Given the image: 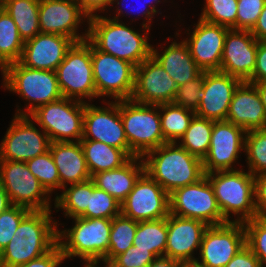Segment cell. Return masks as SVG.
<instances>
[{
  "label": "cell",
  "instance_id": "e575fe53",
  "mask_svg": "<svg viewBox=\"0 0 266 267\" xmlns=\"http://www.w3.org/2000/svg\"><path fill=\"white\" fill-rule=\"evenodd\" d=\"M160 122L166 142H178L189 127L195 112L172 103L159 105Z\"/></svg>",
  "mask_w": 266,
  "mask_h": 267
},
{
  "label": "cell",
  "instance_id": "f6af8a7d",
  "mask_svg": "<svg viewBox=\"0 0 266 267\" xmlns=\"http://www.w3.org/2000/svg\"><path fill=\"white\" fill-rule=\"evenodd\" d=\"M156 256L149 250L137 249L132 245L116 256L106 267H148Z\"/></svg>",
  "mask_w": 266,
  "mask_h": 267
},
{
  "label": "cell",
  "instance_id": "680465c9",
  "mask_svg": "<svg viewBox=\"0 0 266 267\" xmlns=\"http://www.w3.org/2000/svg\"><path fill=\"white\" fill-rule=\"evenodd\" d=\"M4 9V0H0V10Z\"/></svg>",
  "mask_w": 266,
  "mask_h": 267
},
{
  "label": "cell",
  "instance_id": "f1b7e54d",
  "mask_svg": "<svg viewBox=\"0 0 266 267\" xmlns=\"http://www.w3.org/2000/svg\"><path fill=\"white\" fill-rule=\"evenodd\" d=\"M80 143L91 177L102 171L120 168L131 159L124 150L103 142L81 139Z\"/></svg>",
  "mask_w": 266,
  "mask_h": 267
},
{
  "label": "cell",
  "instance_id": "d590c367",
  "mask_svg": "<svg viewBox=\"0 0 266 267\" xmlns=\"http://www.w3.org/2000/svg\"><path fill=\"white\" fill-rule=\"evenodd\" d=\"M138 221L119 214L112 218L111 232L109 239V249L104 257L106 267L116 256L124 253L133 245V240L137 230ZM97 267H100L99 265Z\"/></svg>",
  "mask_w": 266,
  "mask_h": 267
},
{
  "label": "cell",
  "instance_id": "7dc6e473",
  "mask_svg": "<svg viewBox=\"0 0 266 267\" xmlns=\"http://www.w3.org/2000/svg\"><path fill=\"white\" fill-rule=\"evenodd\" d=\"M64 261L65 258L62 254L61 248L57 244L51 251L42 257L16 267H60Z\"/></svg>",
  "mask_w": 266,
  "mask_h": 267
},
{
  "label": "cell",
  "instance_id": "2e32d148",
  "mask_svg": "<svg viewBox=\"0 0 266 267\" xmlns=\"http://www.w3.org/2000/svg\"><path fill=\"white\" fill-rule=\"evenodd\" d=\"M120 205L121 214L138 222L166 218L170 213L169 194L145 172Z\"/></svg>",
  "mask_w": 266,
  "mask_h": 267
},
{
  "label": "cell",
  "instance_id": "c3c4849f",
  "mask_svg": "<svg viewBox=\"0 0 266 267\" xmlns=\"http://www.w3.org/2000/svg\"><path fill=\"white\" fill-rule=\"evenodd\" d=\"M255 207L259 217L266 216V173L254 176Z\"/></svg>",
  "mask_w": 266,
  "mask_h": 267
},
{
  "label": "cell",
  "instance_id": "5bb4252c",
  "mask_svg": "<svg viewBox=\"0 0 266 267\" xmlns=\"http://www.w3.org/2000/svg\"><path fill=\"white\" fill-rule=\"evenodd\" d=\"M34 124L29 115H14L0 142V160L26 162L49 151L48 134Z\"/></svg>",
  "mask_w": 266,
  "mask_h": 267
},
{
  "label": "cell",
  "instance_id": "11a10c76",
  "mask_svg": "<svg viewBox=\"0 0 266 267\" xmlns=\"http://www.w3.org/2000/svg\"><path fill=\"white\" fill-rule=\"evenodd\" d=\"M10 206H12L10 198L0 182V213L7 210Z\"/></svg>",
  "mask_w": 266,
  "mask_h": 267
},
{
  "label": "cell",
  "instance_id": "8fae6325",
  "mask_svg": "<svg viewBox=\"0 0 266 267\" xmlns=\"http://www.w3.org/2000/svg\"><path fill=\"white\" fill-rule=\"evenodd\" d=\"M170 213L204 222L208 226L225 224L214 190L205 175L199 181L169 194Z\"/></svg>",
  "mask_w": 266,
  "mask_h": 267
},
{
  "label": "cell",
  "instance_id": "681fc988",
  "mask_svg": "<svg viewBox=\"0 0 266 267\" xmlns=\"http://www.w3.org/2000/svg\"><path fill=\"white\" fill-rule=\"evenodd\" d=\"M225 267H262L259 259L253 254L250 248L245 245L240 251L228 262Z\"/></svg>",
  "mask_w": 266,
  "mask_h": 267
},
{
  "label": "cell",
  "instance_id": "8992f818",
  "mask_svg": "<svg viewBox=\"0 0 266 267\" xmlns=\"http://www.w3.org/2000/svg\"><path fill=\"white\" fill-rule=\"evenodd\" d=\"M1 73L2 87L27 101L24 111L17 105L15 115H29L39 106L63 97L55 71L31 69L18 61L7 65Z\"/></svg>",
  "mask_w": 266,
  "mask_h": 267
},
{
  "label": "cell",
  "instance_id": "836d02e7",
  "mask_svg": "<svg viewBox=\"0 0 266 267\" xmlns=\"http://www.w3.org/2000/svg\"><path fill=\"white\" fill-rule=\"evenodd\" d=\"M213 125V120L195 115L178 144L190 154L203 160L210 147Z\"/></svg>",
  "mask_w": 266,
  "mask_h": 267
},
{
  "label": "cell",
  "instance_id": "d6a6232c",
  "mask_svg": "<svg viewBox=\"0 0 266 267\" xmlns=\"http://www.w3.org/2000/svg\"><path fill=\"white\" fill-rule=\"evenodd\" d=\"M23 47L24 40L14 20L4 9L0 10V71L20 60Z\"/></svg>",
  "mask_w": 266,
  "mask_h": 267
},
{
  "label": "cell",
  "instance_id": "277c9868",
  "mask_svg": "<svg viewBox=\"0 0 266 267\" xmlns=\"http://www.w3.org/2000/svg\"><path fill=\"white\" fill-rule=\"evenodd\" d=\"M74 225L57 231L58 245L66 259L81 258L84 267L104 264L108 253L112 219L73 218Z\"/></svg>",
  "mask_w": 266,
  "mask_h": 267
},
{
  "label": "cell",
  "instance_id": "4dcf8cb0",
  "mask_svg": "<svg viewBox=\"0 0 266 267\" xmlns=\"http://www.w3.org/2000/svg\"><path fill=\"white\" fill-rule=\"evenodd\" d=\"M62 193L55 195L54 208L60 209L71 219L81 217L87 209L89 194L93 191V180L70 184L62 188ZM59 194V195H58ZM58 209V210H57Z\"/></svg>",
  "mask_w": 266,
  "mask_h": 267
},
{
  "label": "cell",
  "instance_id": "ac0fdd59",
  "mask_svg": "<svg viewBox=\"0 0 266 267\" xmlns=\"http://www.w3.org/2000/svg\"><path fill=\"white\" fill-rule=\"evenodd\" d=\"M246 131L227 120L214 121L208 153L202 160L204 172L236 170L233 166L245 149Z\"/></svg>",
  "mask_w": 266,
  "mask_h": 267
},
{
  "label": "cell",
  "instance_id": "7a4b0ae2",
  "mask_svg": "<svg viewBox=\"0 0 266 267\" xmlns=\"http://www.w3.org/2000/svg\"><path fill=\"white\" fill-rule=\"evenodd\" d=\"M87 39L100 51L127 61L136 67L149 58L152 45L148 43L151 29L142 26V32L111 17L96 15L89 18Z\"/></svg>",
  "mask_w": 266,
  "mask_h": 267
},
{
  "label": "cell",
  "instance_id": "9c48e42d",
  "mask_svg": "<svg viewBox=\"0 0 266 267\" xmlns=\"http://www.w3.org/2000/svg\"><path fill=\"white\" fill-rule=\"evenodd\" d=\"M64 98L89 103L96 98V87L91 63V42H77L67 51L64 60L55 70ZM91 99V100H90Z\"/></svg>",
  "mask_w": 266,
  "mask_h": 267
},
{
  "label": "cell",
  "instance_id": "3957f363",
  "mask_svg": "<svg viewBox=\"0 0 266 267\" xmlns=\"http://www.w3.org/2000/svg\"><path fill=\"white\" fill-rule=\"evenodd\" d=\"M144 172L168 194L205 176L203 162L177 142H167L142 156Z\"/></svg>",
  "mask_w": 266,
  "mask_h": 267
},
{
  "label": "cell",
  "instance_id": "cb8c5ba5",
  "mask_svg": "<svg viewBox=\"0 0 266 267\" xmlns=\"http://www.w3.org/2000/svg\"><path fill=\"white\" fill-rule=\"evenodd\" d=\"M74 43L66 36L40 32L24 42L19 62L31 69L55 71Z\"/></svg>",
  "mask_w": 266,
  "mask_h": 267
},
{
  "label": "cell",
  "instance_id": "74e56055",
  "mask_svg": "<svg viewBox=\"0 0 266 267\" xmlns=\"http://www.w3.org/2000/svg\"><path fill=\"white\" fill-rule=\"evenodd\" d=\"M200 19L237 30L238 0H205Z\"/></svg>",
  "mask_w": 266,
  "mask_h": 267
},
{
  "label": "cell",
  "instance_id": "603a6c76",
  "mask_svg": "<svg viewBox=\"0 0 266 267\" xmlns=\"http://www.w3.org/2000/svg\"><path fill=\"white\" fill-rule=\"evenodd\" d=\"M242 81L220 71H204V86L196 116L226 120L233 94Z\"/></svg>",
  "mask_w": 266,
  "mask_h": 267
},
{
  "label": "cell",
  "instance_id": "d6986e66",
  "mask_svg": "<svg viewBox=\"0 0 266 267\" xmlns=\"http://www.w3.org/2000/svg\"><path fill=\"white\" fill-rule=\"evenodd\" d=\"M177 84L151 55L135 69V85L131 100L150 105L171 103Z\"/></svg>",
  "mask_w": 266,
  "mask_h": 267
},
{
  "label": "cell",
  "instance_id": "ab89813d",
  "mask_svg": "<svg viewBox=\"0 0 266 267\" xmlns=\"http://www.w3.org/2000/svg\"><path fill=\"white\" fill-rule=\"evenodd\" d=\"M120 213V202L106 191L97 188L93 182V191L89 194L86 212L81 217L112 219Z\"/></svg>",
  "mask_w": 266,
  "mask_h": 267
},
{
  "label": "cell",
  "instance_id": "52a82bcc",
  "mask_svg": "<svg viewBox=\"0 0 266 267\" xmlns=\"http://www.w3.org/2000/svg\"><path fill=\"white\" fill-rule=\"evenodd\" d=\"M120 115L129 147L137 156L167 143L161 129L159 105L120 100Z\"/></svg>",
  "mask_w": 266,
  "mask_h": 267
},
{
  "label": "cell",
  "instance_id": "f35d334b",
  "mask_svg": "<svg viewBox=\"0 0 266 267\" xmlns=\"http://www.w3.org/2000/svg\"><path fill=\"white\" fill-rule=\"evenodd\" d=\"M29 170L52 196L55 189H60V178L50 151L25 162Z\"/></svg>",
  "mask_w": 266,
  "mask_h": 267
},
{
  "label": "cell",
  "instance_id": "f546056e",
  "mask_svg": "<svg viewBox=\"0 0 266 267\" xmlns=\"http://www.w3.org/2000/svg\"><path fill=\"white\" fill-rule=\"evenodd\" d=\"M40 0H4V10L14 20L24 42L40 33Z\"/></svg>",
  "mask_w": 266,
  "mask_h": 267
},
{
  "label": "cell",
  "instance_id": "816d5d0a",
  "mask_svg": "<svg viewBox=\"0 0 266 267\" xmlns=\"http://www.w3.org/2000/svg\"><path fill=\"white\" fill-rule=\"evenodd\" d=\"M82 10L89 16L98 15L97 12H104L110 7L111 0H75Z\"/></svg>",
  "mask_w": 266,
  "mask_h": 267
},
{
  "label": "cell",
  "instance_id": "bcb514c9",
  "mask_svg": "<svg viewBox=\"0 0 266 267\" xmlns=\"http://www.w3.org/2000/svg\"><path fill=\"white\" fill-rule=\"evenodd\" d=\"M121 1V2H120ZM111 0V4H110V8L108 9L109 11H110V9L112 8L111 7V5L114 7V4H116V10H115V12H116V14H114V16L112 17V19H115V20H119L120 21V17H121V15H125L124 13H123V8H122V4L124 3V0ZM123 1V2H122ZM128 1V0H127ZM140 1V0H139ZM138 1V2H139ZM143 1V2H142ZM141 2L143 3L142 5H141V7L139 6L138 8H136V10H135V8H132L131 10H134V11H136V13H138V16L139 15H142V17H144V21L142 22V25L141 26H143V27H146V28H148V29H150L151 28V22H152V18H154V16L156 15V14H162V12H159V9L157 8V5H159V2H160V0H142ZM133 3V2H132ZM140 3V2H139ZM152 3V4H151ZM121 4V5H120ZM135 4H137V2L135 3ZM141 4V3H140ZM145 4V5H144ZM118 5V6H117ZM119 6H121V7H119ZM124 6V5H123ZM133 5H131V7H132ZM145 6V7H144ZM126 7H128V9H129V5H127V4H125V8ZM144 7V8H143ZM124 8V9H125ZM140 8V9H139ZM126 10H127V8H126ZM140 10V11H139ZM132 12V11H131ZM130 14V11H127V13H126V15H129ZM135 15V14H134Z\"/></svg>",
  "mask_w": 266,
  "mask_h": 267
},
{
  "label": "cell",
  "instance_id": "ffe728a7",
  "mask_svg": "<svg viewBox=\"0 0 266 267\" xmlns=\"http://www.w3.org/2000/svg\"><path fill=\"white\" fill-rule=\"evenodd\" d=\"M193 32L183 39L202 71H220L225 38L229 28L198 19ZM190 35V36H189Z\"/></svg>",
  "mask_w": 266,
  "mask_h": 267
},
{
  "label": "cell",
  "instance_id": "1f68e13d",
  "mask_svg": "<svg viewBox=\"0 0 266 267\" xmlns=\"http://www.w3.org/2000/svg\"><path fill=\"white\" fill-rule=\"evenodd\" d=\"M167 236V217L157 220L139 221L133 245L137 249L151 251L156 257L165 256Z\"/></svg>",
  "mask_w": 266,
  "mask_h": 267
},
{
  "label": "cell",
  "instance_id": "f5cc1de1",
  "mask_svg": "<svg viewBox=\"0 0 266 267\" xmlns=\"http://www.w3.org/2000/svg\"><path fill=\"white\" fill-rule=\"evenodd\" d=\"M251 34L258 41L266 42V4L258 18L256 25L251 30Z\"/></svg>",
  "mask_w": 266,
  "mask_h": 267
},
{
  "label": "cell",
  "instance_id": "ba28073f",
  "mask_svg": "<svg viewBox=\"0 0 266 267\" xmlns=\"http://www.w3.org/2000/svg\"><path fill=\"white\" fill-rule=\"evenodd\" d=\"M85 102L60 98L36 108L29 116L51 142H77L83 138Z\"/></svg>",
  "mask_w": 266,
  "mask_h": 267
},
{
  "label": "cell",
  "instance_id": "4316f807",
  "mask_svg": "<svg viewBox=\"0 0 266 267\" xmlns=\"http://www.w3.org/2000/svg\"><path fill=\"white\" fill-rule=\"evenodd\" d=\"M163 52L152 45L151 55L161 64L163 69L172 77L177 86L197 78L203 71L193 60L187 44L184 40L172 41Z\"/></svg>",
  "mask_w": 266,
  "mask_h": 267
},
{
  "label": "cell",
  "instance_id": "6f0895ef",
  "mask_svg": "<svg viewBox=\"0 0 266 267\" xmlns=\"http://www.w3.org/2000/svg\"><path fill=\"white\" fill-rule=\"evenodd\" d=\"M180 267H197V266L194 264H181Z\"/></svg>",
  "mask_w": 266,
  "mask_h": 267
},
{
  "label": "cell",
  "instance_id": "b9f144b4",
  "mask_svg": "<svg viewBox=\"0 0 266 267\" xmlns=\"http://www.w3.org/2000/svg\"><path fill=\"white\" fill-rule=\"evenodd\" d=\"M204 86V71L195 79L178 86L173 105L183 107L196 113Z\"/></svg>",
  "mask_w": 266,
  "mask_h": 267
},
{
  "label": "cell",
  "instance_id": "4fadbf2b",
  "mask_svg": "<svg viewBox=\"0 0 266 267\" xmlns=\"http://www.w3.org/2000/svg\"><path fill=\"white\" fill-rule=\"evenodd\" d=\"M246 245L244 223L227 222L208 226L202 236L197 267H225Z\"/></svg>",
  "mask_w": 266,
  "mask_h": 267
},
{
  "label": "cell",
  "instance_id": "ee69618b",
  "mask_svg": "<svg viewBox=\"0 0 266 267\" xmlns=\"http://www.w3.org/2000/svg\"><path fill=\"white\" fill-rule=\"evenodd\" d=\"M266 4V0H238L237 30L251 31Z\"/></svg>",
  "mask_w": 266,
  "mask_h": 267
},
{
  "label": "cell",
  "instance_id": "7bdbcfd3",
  "mask_svg": "<svg viewBox=\"0 0 266 267\" xmlns=\"http://www.w3.org/2000/svg\"><path fill=\"white\" fill-rule=\"evenodd\" d=\"M30 211L31 210L26 207L12 205L7 210L0 213V253L13 238L21 220Z\"/></svg>",
  "mask_w": 266,
  "mask_h": 267
},
{
  "label": "cell",
  "instance_id": "6da1fadb",
  "mask_svg": "<svg viewBox=\"0 0 266 267\" xmlns=\"http://www.w3.org/2000/svg\"><path fill=\"white\" fill-rule=\"evenodd\" d=\"M52 210H31L0 253V267H16L37 259L57 244L58 221Z\"/></svg>",
  "mask_w": 266,
  "mask_h": 267
},
{
  "label": "cell",
  "instance_id": "7c38bea8",
  "mask_svg": "<svg viewBox=\"0 0 266 267\" xmlns=\"http://www.w3.org/2000/svg\"><path fill=\"white\" fill-rule=\"evenodd\" d=\"M0 182L12 205L30 210H51V195L25 162L0 160Z\"/></svg>",
  "mask_w": 266,
  "mask_h": 267
},
{
  "label": "cell",
  "instance_id": "8d00e7d4",
  "mask_svg": "<svg viewBox=\"0 0 266 267\" xmlns=\"http://www.w3.org/2000/svg\"><path fill=\"white\" fill-rule=\"evenodd\" d=\"M244 152L248 171L253 176L266 173V129L246 131Z\"/></svg>",
  "mask_w": 266,
  "mask_h": 267
},
{
  "label": "cell",
  "instance_id": "7402d4cb",
  "mask_svg": "<svg viewBox=\"0 0 266 267\" xmlns=\"http://www.w3.org/2000/svg\"><path fill=\"white\" fill-rule=\"evenodd\" d=\"M204 222L183 218L169 213L167 216V246L165 256L177 260L181 264H194L195 251L200 249L205 229Z\"/></svg>",
  "mask_w": 266,
  "mask_h": 267
},
{
  "label": "cell",
  "instance_id": "f907efd6",
  "mask_svg": "<svg viewBox=\"0 0 266 267\" xmlns=\"http://www.w3.org/2000/svg\"><path fill=\"white\" fill-rule=\"evenodd\" d=\"M263 81H266V42L258 41L255 69L247 82Z\"/></svg>",
  "mask_w": 266,
  "mask_h": 267
},
{
  "label": "cell",
  "instance_id": "5b68a950",
  "mask_svg": "<svg viewBox=\"0 0 266 267\" xmlns=\"http://www.w3.org/2000/svg\"><path fill=\"white\" fill-rule=\"evenodd\" d=\"M213 187L222 216L228 222H242L258 217L255 207L254 176L243 168L205 174ZM231 213L236 216L230 219Z\"/></svg>",
  "mask_w": 266,
  "mask_h": 267
},
{
  "label": "cell",
  "instance_id": "60d3db41",
  "mask_svg": "<svg viewBox=\"0 0 266 267\" xmlns=\"http://www.w3.org/2000/svg\"><path fill=\"white\" fill-rule=\"evenodd\" d=\"M246 245L266 267V217H255L244 222Z\"/></svg>",
  "mask_w": 266,
  "mask_h": 267
},
{
  "label": "cell",
  "instance_id": "9a60e30c",
  "mask_svg": "<svg viewBox=\"0 0 266 267\" xmlns=\"http://www.w3.org/2000/svg\"><path fill=\"white\" fill-rule=\"evenodd\" d=\"M103 102L106 106L85 103L82 139L103 142L124 150L131 158L136 157L125 136L120 115V100Z\"/></svg>",
  "mask_w": 266,
  "mask_h": 267
},
{
  "label": "cell",
  "instance_id": "44dd1931",
  "mask_svg": "<svg viewBox=\"0 0 266 267\" xmlns=\"http://www.w3.org/2000/svg\"><path fill=\"white\" fill-rule=\"evenodd\" d=\"M258 40L249 30L229 29L225 38L220 72L248 81L254 72Z\"/></svg>",
  "mask_w": 266,
  "mask_h": 267
},
{
  "label": "cell",
  "instance_id": "e0dca14e",
  "mask_svg": "<svg viewBox=\"0 0 266 267\" xmlns=\"http://www.w3.org/2000/svg\"><path fill=\"white\" fill-rule=\"evenodd\" d=\"M89 18L75 0H40L39 25L41 33L66 36L75 43L85 41L88 37V28L82 35L78 29L81 23L85 24L86 19L88 24Z\"/></svg>",
  "mask_w": 266,
  "mask_h": 267
},
{
  "label": "cell",
  "instance_id": "30bf717a",
  "mask_svg": "<svg viewBox=\"0 0 266 267\" xmlns=\"http://www.w3.org/2000/svg\"><path fill=\"white\" fill-rule=\"evenodd\" d=\"M91 63L96 87V99H131L135 85L136 66L98 50L91 43Z\"/></svg>",
  "mask_w": 266,
  "mask_h": 267
},
{
  "label": "cell",
  "instance_id": "d4e9b609",
  "mask_svg": "<svg viewBox=\"0 0 266 267\" xmlns=\"http://www.w3.org/2000/svg\"><path fill=\"white\" fill-rule=\"evenodd\" d=\"M226 120L245 131L266 129V111L253 83L243 81L238 85Z\"/></svg>",
  "mask_w": 266,
  "mask_h": 267
},
{
  "label": "cell",
  "instance_id": "484cf974",
  "mask_svg": "<svg viewBox=\"0 0 266 267\" xmlns=\"http://www.w3.org/2000/svg\"><path fill=\"white\" fill-rule=\"evenodd\" d=\"M49 151L60 178V189L91 179L80 141L51 142Z\"/></svg>",
  "mask_w": 266,
  "mask_h": 267
},
{
  "label": "cell",
  "instance_id": "db71d44e",
  "mask_svg": "<svg viewBox=\"0 0 266 267\" xmlns=\"http://www.w3.org/2000/svg\"><path fill=\"white\" fill-rule=\"evenodd\" d=\"M181 263L166 256L156 257L148 267H180Z\"/></svg>",
  "mask_w": 266,
  "mask_h": 267
},
{
  "label": "cell",
  "instance_id": "83f0119b",
  "mask_svg": "<svg viewBox=\"0 0 266 267\" xmlns=\"http://www.w3.org/2000/svg\"><path fill=\"white\" fill-rule=\"evenodd\" d=\"M143 173L144 163L142 157L136 156L122 167L96 173L91 179L97 188L106 191L122 203Z\"/></svg>",
  "mask_w": 266,
  "mask_h": 267
},
{
  "label": "cell",
  "instance_id": "9f6ffc18",
  "mask_svg": "<svg viewBox=\"0 0 266 267\" xmlns=\"http://www.w3.org/2000/svg\"><path fill=\"white\" fill-rule=\"evenodd\" d=\"M253 83L254 86L257 89V92L260 96V99L262 101V104L264 105L265 111H266V81L263 82H250Z\"/></svg>",
  "mask_w": 266,
  "mask_h": 267
}]
</instances>
